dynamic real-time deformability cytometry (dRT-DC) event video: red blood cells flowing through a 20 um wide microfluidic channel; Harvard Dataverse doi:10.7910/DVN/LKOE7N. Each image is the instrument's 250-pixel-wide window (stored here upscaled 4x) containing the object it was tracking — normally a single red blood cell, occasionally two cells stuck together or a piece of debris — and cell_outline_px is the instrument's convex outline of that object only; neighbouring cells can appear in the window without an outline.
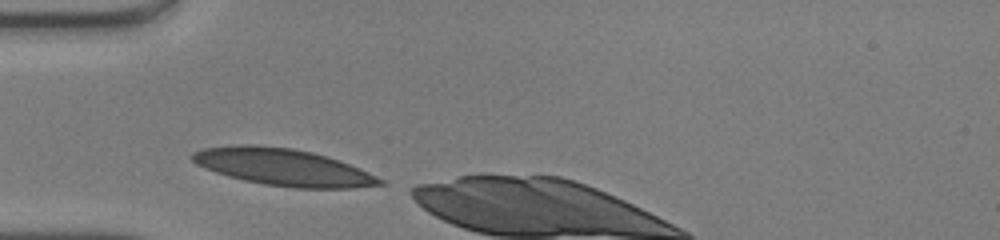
{"species": "human", "species_latin": "Homo sapiens", "temperature_condition": "warm", "stored_images_in_passage": 5, "camera_frame_rate_fps": 3000, "um_per_image_px": 0.085, "donor": {"sex": "male"}, "frame": {"image": 1, "passage_image": 1, "time_ms": 0.0, "image_size_px": [1000, 240], "cell_outline_px": [[388, 184], [352, 188], [296, 188], [264, 184], [244, 180], [228, 176], [204, 168], [196, 164], [188, 156], [192, 152], [204, 148], [236, 144], [256, 144], [292, 148], [312, 152], [328, 156], [340, 160], [368, 172], [384, 180]], "centroid_in_image_um": [24.05, 14.2], "position_along_channel_um": 60.9, "area_um2": 40.63}}
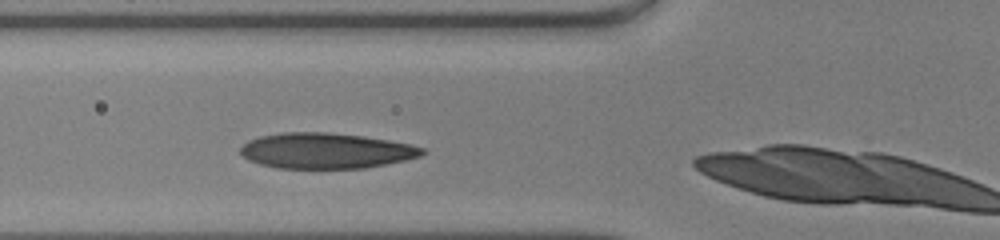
{"frame": {"image": 2, "passage_image": 4, "time_ms": 1.0, "image_size_px": [1000, 240], "cell_outline_px": [[428, 152], [420, 156], [404, 160], [364, 168], [276, 168], [260, 164], [248, 160], [240, 152], [240, 148], [248, 140], [260, 136], [284, 132], [328, 132], [364, 136], [412, 144], [424, 148]], "centroid_in_image_um": [27.71, 12.81], "position_along_channel_um": 98.1, "area_um2": 37.74}}